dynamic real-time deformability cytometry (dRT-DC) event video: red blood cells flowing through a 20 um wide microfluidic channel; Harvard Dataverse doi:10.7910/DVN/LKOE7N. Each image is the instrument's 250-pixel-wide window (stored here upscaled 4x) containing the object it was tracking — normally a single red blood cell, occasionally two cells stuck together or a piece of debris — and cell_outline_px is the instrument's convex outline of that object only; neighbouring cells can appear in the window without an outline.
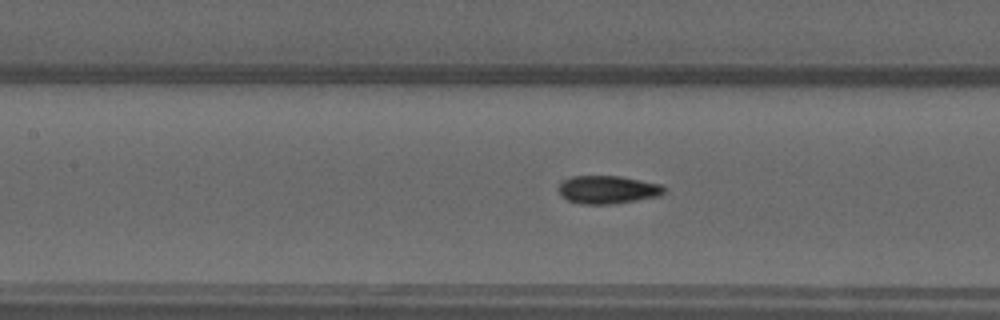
{"species": "common noctule bat (a hibernating species)", "species_latin": "Nyctalus noctula", "temperature_condition": "warm", "stored_images_in_passage": 40, "camera_frame_rate_fps": 3000, "um_per_image_px": 0.085, "animal": {"sex": "male", "forearm_length_mm": 52.5}, "frame": {"image": 1, "passage_image": 12, "time_ms": 3.667, "image_size_px": [1000, 320], "cell_outline_px": [[664, 192], [660, 196], [612, 204], [580, 204], [568, 200], [560, 192], [560, 184], [564, 180], [572, 176], [620, 176], [660, 184], [664, 188]], "centroid_in_image_um": [51.67, 16.12], "position_along_channel_um": 155.7, "area_um2": 16.99}}
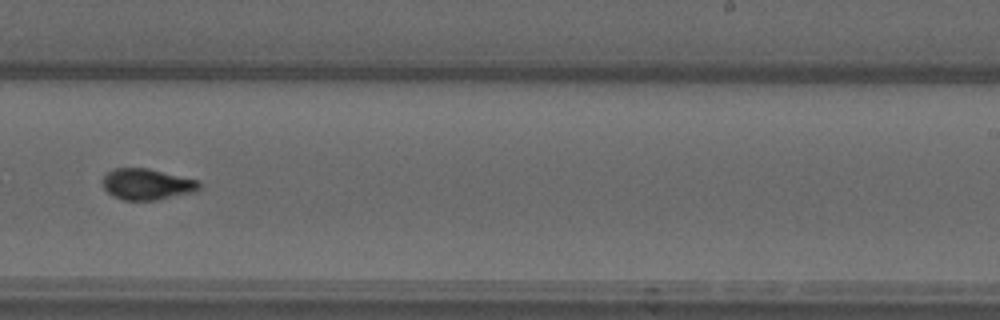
{"frame": {"image": 2, "passage_image": 21, "time_ms": 6.667, "image_size_px": [1000, 320], "cell_outline_px": [[200, 188], [192, 192], [156, 200], [124, 200], [112, 196], [104, 188], [104, 176], [108, 172], [116, 168], [148, 168], [200, 180]], "centroid_in_image_um": [12.51, 15.65], "position_along_channel_um": 276.5, "area_um2": 17.4}}
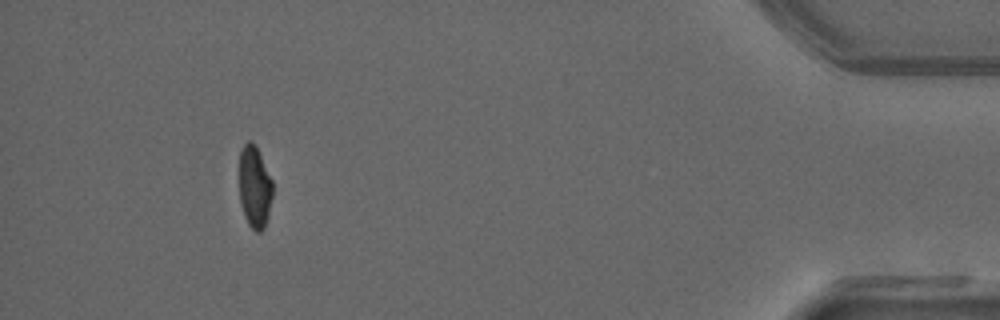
{"frame": {"image": 3, "passage_image": 36, "time_ms": 11.667, "image_size_px": [1000, 320], "cell_outline_px": [[272, 196], [268, 216], [264, 228], [260, 232], [256, 232], [248, 224], [244, 216], [240, 204], [240, 152], [244, 144], [248, 140], [252, 140], [256, 144], [272, 180]], "centroid_in_image_um": [21.64, 15.88], "position_along_channel_um": 413.6, "area_um2": 16.07}, "authors_computed_cell_mechanics": {"area_um2": 16.9065, "velocity_mm_per_s": 4.0415, "shape_relaxation_time_tau1_ms": 7.027, "shape_relaxation_time_tau2_ms": 1.0858, "deformation_change_tau1": 0.2104, "deformation_change_tau2": 0.0565}}